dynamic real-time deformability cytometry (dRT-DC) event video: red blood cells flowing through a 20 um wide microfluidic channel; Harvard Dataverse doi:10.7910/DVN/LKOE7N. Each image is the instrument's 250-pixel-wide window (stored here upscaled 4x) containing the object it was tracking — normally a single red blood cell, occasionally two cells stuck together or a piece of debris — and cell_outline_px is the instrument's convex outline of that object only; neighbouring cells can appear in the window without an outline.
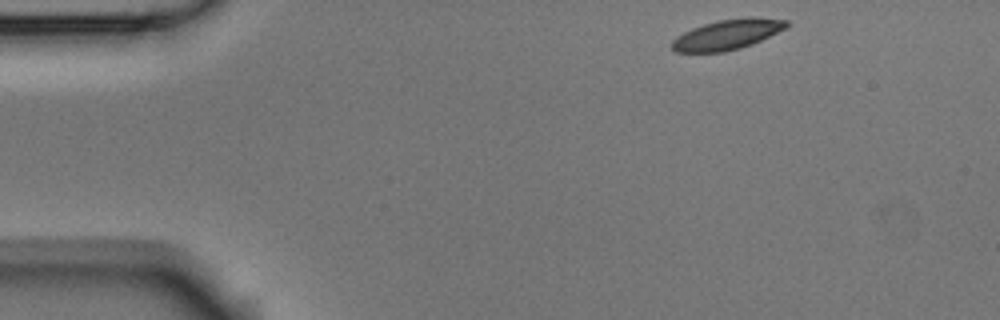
{"species": "Egyptian fruit bat (a non-hibernating species)", "species_latin": "Rousettus aegyptiacus", "temperature_condition": "room temperature", "stored_images_in_passage": 3, "camera_frame_rate_fps": 3000, "um_per_image_px": 0.085, "animal": {"sex": "male"}, "frame": {"image": 1, "passage_image": 1, "time_ms": 0.0, "image_size_px": [1000, 320], "cell_outline_px": [[788, 24], [784, 28], [752, 44], [740, 48], [724, 52], [676, 52], [672, 48], [672, 40], [676, 36], [692, 28], [716, 20], [748, 16], [752, 16], [788, 20]], "centroid_in_image_um": [61.79, 2.92], "position_along_channel_um": 23.2, "area_um2": 20.06}}
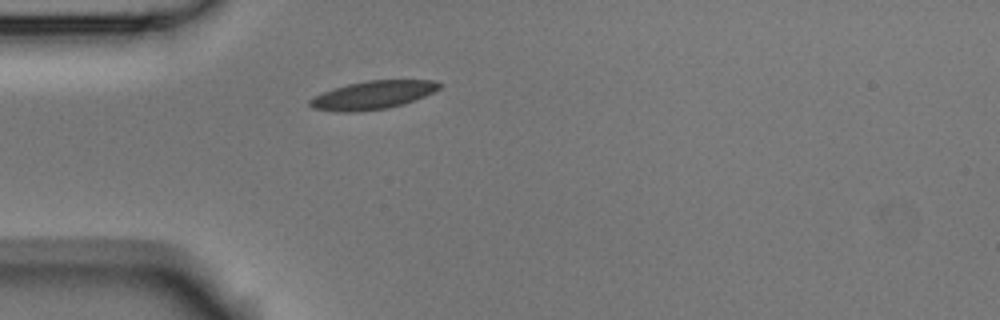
{"frame": {"image": 2, "passage_image": 3, "time_ms": 0.667, "image_size_px": [1000, 320], "cell_outline_px": [[444, 84], [440, 88], [424, 96], [404, 104], [388, 108], [356, 112], [336, 112], [312, 108], [308, 104], [308, 100], [332, 88], [348, 84], [368, 80], [432, 80]], "centroid_in_image_um": [31.68, 8.08], "position_along_channel_um": 53.3, "area_um2": 21.39}}